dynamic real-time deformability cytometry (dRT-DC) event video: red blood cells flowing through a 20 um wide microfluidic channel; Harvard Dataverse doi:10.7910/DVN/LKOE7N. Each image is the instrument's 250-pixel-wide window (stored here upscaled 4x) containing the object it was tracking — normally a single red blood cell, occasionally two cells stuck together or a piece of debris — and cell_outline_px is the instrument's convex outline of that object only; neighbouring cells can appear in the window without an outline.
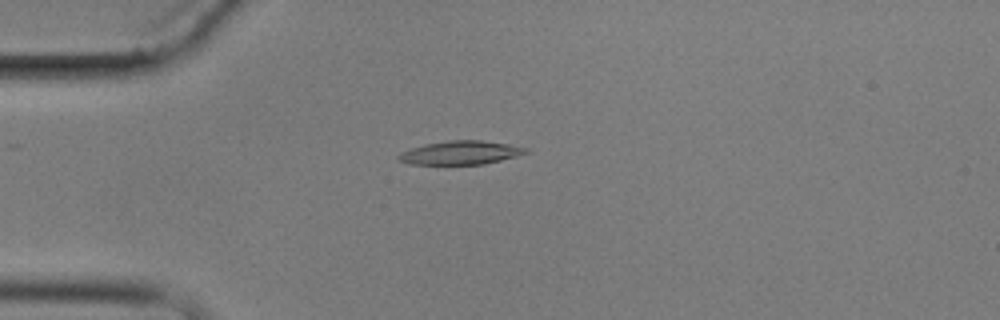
{"species": "common noctule bat (a hibernating species)", "species_latin": "Nyctalus noctula", "temperature_condition": "cold", "stored_images_in_passage": 6, "camera_frame_rate_fps": 3000, "um_per_image_px": 0.085, "animal": {"sex": "male", "body_mass_g": 17.9}, "frame": {"image": 1, "passage_image": 5, "time_ms": 4.667, "image_size_px": [1000, 320], "cell_outline_px": [[528, 152], [516, 156], [484, 164], [412, 164], [400, 160], [396, 156], [400, 152], [424, 144], [448, 140], [480, 140], [508, 144], [528, 148]], "centroid_in_image_um": [39.14, 12.97], "position_along_channel_um": 45.9, "area_um2": 17.34}}